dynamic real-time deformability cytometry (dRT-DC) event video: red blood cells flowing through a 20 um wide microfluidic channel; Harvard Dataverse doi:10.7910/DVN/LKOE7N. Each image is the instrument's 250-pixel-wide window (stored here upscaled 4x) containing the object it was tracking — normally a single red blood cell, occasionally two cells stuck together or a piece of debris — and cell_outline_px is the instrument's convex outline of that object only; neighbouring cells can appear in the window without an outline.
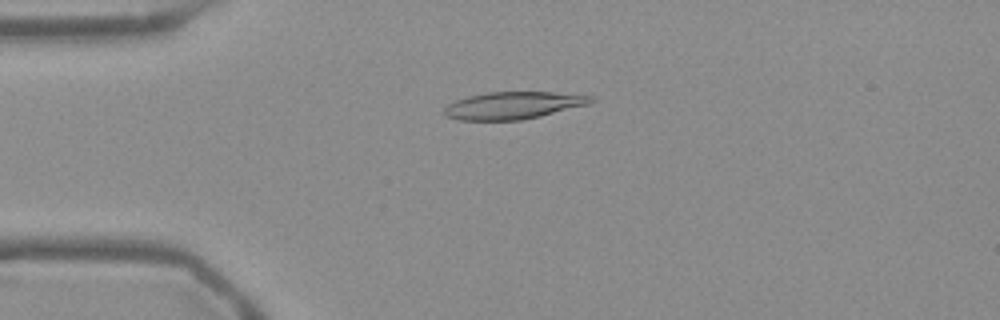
{"species": "Egyptian fruit bat (a non-hibernating species)", "species_latin": "Rousettus aegyptiacus", "temperature_condition": "warm", "stored_images_in_passage": 54, "camera_frame_rate_fps": 3000, "um_per_image_px": 0.085, "frame": {"image": 1, "passage_image": 13, "time_ms": 4.0, "image_size_px": [1000, 320], "cell_outline_px": [[596, 100], [588, 104], [540, 116], [520, 120], [456, 120], [448, 116], [444, 112], [444, 108], [448, 104], [456, 100], [468, 96], [488, 92], [552, 92], [596, 96]], "centroid_in_image_um": [43.64, 8.95], "position_along_channel_um": 41.4, "area_um2": 23.24}}
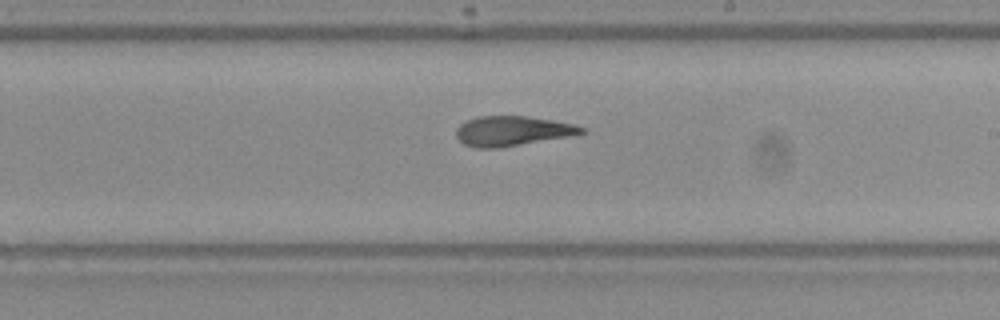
{"frame": {"image": 2, "passage_image": 31, "time_ms": 10.0, "image_size_px": [1000, 320], "cell_outline_px": [[588, 132], [568, 136], [496, 148], [476, 148], [464, 144], [456, 136], [456, 128], [460, 124], [476, 116], [528, 116], [552, 120], [572, 124], [588, 128]], "centroid_in_image_um": [43.54, 11.12], "position_along_channel_um": 245.5, "area_um2": 21.62}}
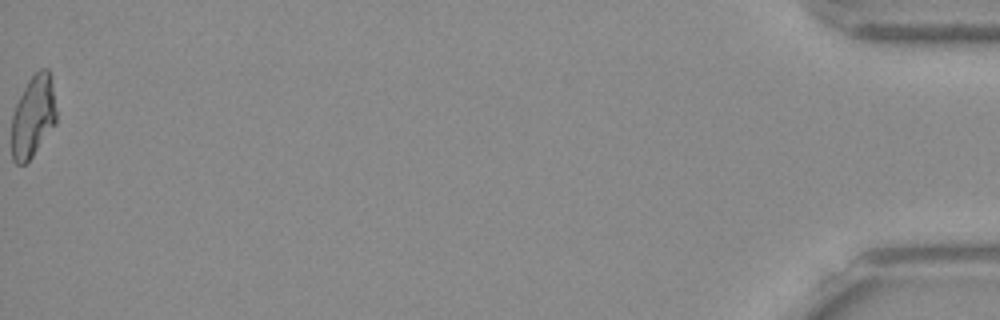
{"frame": {"image": 3, "passage_image": 54, "time_ms": 17.667, "image_size_px": [1000, 320], "cell_outline_px": [[56, 124], [32, 156], [24, 164], [16, 164], [12, 160], [12, 112], [28, 80], [40, 68], [48, 68], [52, 76], [56, 112]], "centroid_in_image_um": [2.82, 9.87], "position_along_channel_um": 432.4, "area_um2": 21.44}, "authors_computed_cell_mechanics": {"area_um2": 22.6576, "velocity_mm_per_s": 3.787, "shape_relaxation_time_tau1_ms": null, "shape_relaxation_time_tau2_ms": 2.5827, "deformation_change_tau1": null, "deformation_change_tau2": 0.1172}}